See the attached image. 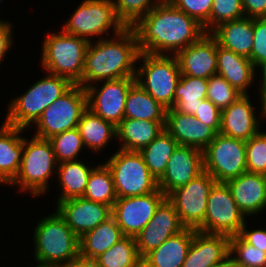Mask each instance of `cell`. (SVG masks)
Here are the masks:
<instances>
[{
	"instance_id": "obj_1",
	"label": "cell",
	"mask_w": 266,
	"mask_h": 267,
	"mask_svg": "<svg viewBox=\"0 0 266 267\" xmlns=\"http://www.w3.org/2000/svg\"><path fill=\"white\" fill-rule=\"evenodd\" d=\"M141 52L152 55H176L196 42L205 31L194 18L162 1L130 27Z\"/></svg>"
},
{
	"instance_id": "obj_2",
	"label": "cell",
	"mask_w": 266,
	"mask_h": 267,
	"mask_svg": "<svg viewBox=\"0 0 266 267\" xmlns=\"http://www.w3.org/2000/svg\"><path fill=\"white\" fill-rule=\"evenodd\" d=\"M113 39L99 38L89 42L85 53L82 79L77 83L86 88L94 82L136 76V62L140 55L134 31L127 27Z\"/></svg>"
},
{
	"instance_id": "obj_3",
	"label": "cell",
	"mask_w": 266,
	"mask_h": 267,
	"mask_svg": "<svg viewBox=\"0 0 266 267\" xmlns=\"http://www.w3.org/2000/svg\"><path fill=\"white\" fill-rule=\"evenodd\" d=\"M34 230L37 266L60 267L79 257V237L57 211L41 219Z\"/></svg>"
},
{
	"instance_id": "obj_4",
	"label": "cell",
	"mask_w": 266,
	"mask_h": 267,
	"mask_svg": "<svg viewBox=\"0 0 266 267\" xmlns=\"http://www.w3.org/2000/svg\"><path fill=\"white\" fill-rule=\"evenodd\" d=\"M73 83L64 76L47 74L8 105L5 124L27 129L35 124L43 111L63 95Z\"/></svg>"
},
{
	"instance_id": "obj_5",
	"label": "cell",
	"mask_w": 266,
	"mask_h": 267,
	"mask_svg": "<svg viewBox=\"0 0 266 267\" xmlns=\"http://www.w3.org/2000/svg\"><path fill=\"white\" fill-rule=\"evenodd\" d=\"M61 31L45 38L41 65L49 74L64 76L77 84L82 79L89 42Z\"/></svg>"
},
{
	"instance_id": "obj_6",
	"label": "cell",
	"mask_w": 266,
	"mask_h": 267,
	"mask_svg": "<svg viewBox=\"0 0 266 267\" xmlns=\"http://www.w3.org/2000/svg\"><path fill=\"white\" fill-rule=\"evenodd\" d=\"M58 162L49 139L34 136L31 140L24 138L23 155L19 172L11 185L20 190L30 191L35 197L47 191L48 181Z\"/></svg>"
},
{
	"instance_id": "obj_7",
	"label": "cell",
	"mask_w": 266,
	"mask_h": 267,
	"mask_svg": "<svg viewBox=\"0 0 266 267\" xmlns=\"http://www.w3.org/2000/svg\"><path fill=\"white\" fill-rule=\"evenodd\" d=\"M141 59L143 64L136 68V83L163 107L173 108L175 87L181 76L177 57L140 52L137 61Z\"/></svg>"
},
{
	"instance_id": "obj_8",
	"label": "cell",
	"mask_w": 266,
	"mask_h": 267,
	"mask_svg": "<svg viewBox=\"0 0 266 267\" xmlns=\"http://www.w3.org/2000/svg\"><path fill=\"white\" fill-rule=\"evenodd\" d=\"M110 169L118 198L143 196L158 189L142 154L119 149L105 162Z\"/></svg>"
},
{
	"instance_id": "obj_9",
	"label": "cell",
	"mask_w": 266,
	"mask_h": 267,
	"mask_svg": "<svg viewBox=\"0 0 266 267\" xmlns=\"http://www.w3.org/2000/svg\"><path fill=\"white\" fill-rule=\"evenodd\" d=\"M87 109L86 89L73 84L36 121L34 136L49 139L53 135L78 127L81 115Z\"/></svg>"
},
{
	"instance_id": "obj_10",
	"label": "cell",
	"mask_w": 266,
	"mask_h": 267,
	"mask_svg": "<svg viewBox=\"0 0 266 267\" xmlns=\"http://www.w3.org/2000/svg\"><path fill=\"white\" fill-rule=\"evenodd\" d=\"M112 27L114 35L127 28L118 18L112 0H84L62 30L91 42L90 36L103 35Z\"/></svg>"
},
{
	"instance_id": "obj_11",
	"label": "cell",
	"mask_w": 266,
	"mask_h": 267,
	"mask_svg": "<svg viewBox=\"0 0 266 267\" xmlns=\"http://www.w3.org/2000/svg\"><path fill=\"white\" fill-rule=\"evenodd\" d=\"M245 217L227 184L216 182L208 196L204 222L197 231L229 237L239 235L245 224Z\"/></svg>"
},
{
	"instance_id": "obj_12",
	"label": "cell",
	"mask_w": 266,
	"mask_h": 267,
	"mask_svg": "<svg viewBox=\"0 0 266 267\" xmlns=\"http://www.w3.org/2000/svg\"><path fill=\"white\" fill-rule=\"evenodd\" d=\"M204 171L216 182H226L247 172L245 141L218 133L203 150Z\"/></svg>"
},
{
	"instance_id": "obj_13",
	"label": "cell",
	"mask_w": 266,
	"mask_h": 267,
	"mask_svg": "<svg viewBox=\"0 0 266 267\" xmlns=\"http://www.w3.org/2000/svg\"><path fill=\"white\" fill-rule=\"evenodd\" d=\"M215 183L213 176L203 171L185 186L172 191L167 196L185 228L197 230L203 224L208 196Z\"/></svg>"
},
{
	"instance_id": "obj_14",
	"label": "cell",
	"mask_w": 266,
	"mask_h": 267,
	"mask_svg": "<svg viewBox=\"0 0 266 267\" xmlns=\"http://www.w3.org/2000/svg\"><path fill=\"white\" fill-rule=\"evenodd\" d=\"M165 198L166 195L159 188L143 196L117 198L112 207V216L124 236L136 237Z\"/></svg>"
},
{
	"instance_id": "obj_15",
	"label": "cell",
	"mask_w": 266,
	"mask_h": 267,
	"mask_svg": "<svg viewBox=\"0 0 266 267\" xmlns=\"http://www.w3.org/2000/svg\"><path fill=\"white\" fill-rule=\"evenodd\" d=\"M135 82V77H124L105 80L99 90L93 84L86 87L87 108L117 126L124 119L126 96Z\"/></svg>"
},
{
	"instance_id": "obj_16",
	"label": "cell",
	"mask_w": 266,
	"mask_h": 267,
	"mask_svg": "<svg viewBox=\"0 0 266 267\" xmlns=\"http://www.w3.org/2000/svg\"><path fill=\"white\" fill-rule=\"evenodd\" d=\"M184 229L174 205L166 197L157 207L151 220L134 237L139 256L143 258L150 251L158 248L166 239Z\"/></svg>"
},
{
	"instance_id": "obj_17",
	"label": "cell",
	"mask_w": 266,
	"mask_h": 267,
	"mask_svg": "<svg viewBox=\"0 0 266 267\" xmlns=\"http://www.w3.org/2000/svg\"><path fill=\"white\" fill-rule=\"evenodd\" d=\"M203 171V151L191 146L178 145L168 160L165 173L158 180V188L167 197Z\"/></svg>"
},
{
	"instance_id": "obj_18",
	"label": "cell",
	"mask_w": 266,
	"mask_h": 267,
	"mask_svg": "<svg viewBox=\"0 0 266 267\" xmlns=\"http://www.w3.org/2000/svg\"><path fill=\"white\" fill-rule=\"evenodd\" d=\"M57 211L80 238L112 216V207L103 203L75 197L57 203Z\"/></svg>"
},
{
	"instance_id": "obj_19",
	"label": "cell",
	"mask_w": 266,
	"mask_h": 267,
	"mask_svg": "<svg viewBox=\"0 0 266 267\" xmlns=\"http://www.w3.org/2000/svg\"><path fill=\"white\" fill-rule=\"evenodd\" d=\"M217 41L203 34L196 42L180 50L178 59L181 75L208 79L217 74Z\"/></svg>"
},
{
	"instance_id": "obj_20",
	"label": "cell",
	"mask_w": 266,
	"mask_h": 267,
	"mask_svg": "<svg viewBox=\"0 0 266 267\" xmlns=\"http://www.w3.org/2000/svg\"><path fill=\"white\" fill-rule=\"evenodd\" d=\"M165 130L180 146L204 150L218 134L211 126L193 115L180 113L174 108L166 110Z\"/></svg>"
},
{
	"instance_id": "obj_21",
	"label": "cell",
	"mask_w": 266,
	"mask_h": 267,
	"mask_svg": "<svg viewBox=\"0 0 266 267\" xmlns=\"http://www.w3.org/2000/svg\"><path fill=\"white\" fill-rule=\"evenodd\" d=\"M249 98L248 94H243L221 110L220 134L246 142L260 131V120Z\"/></svg>"
},
{
	"instance_id": "obj_22",
	"label": "cell",
	"mask_w": 266,
	"mask_h": 267,
	"mask_svg": "<svg viewBox=\"0 0 266 267\" xmlns=\"http://www.w3.org/2000/svg\"><path fill=\"white\" fill-rule=\"evenodd\" d=\"M225 183L244 215L252 216L266 208V175L245 172Z\"/></svg>"
},
{
	"instance_id": "obj_23",
	"label": "cell",
	"mask_w": 266,
	"mask_h": 267,
	"mask_svg": "<svg viewBox=\"0 0 266 267\" xmlns=\"http://www.w3.org/2000/svg\"><path fill=\"white\" fill-rule=\"evenodd\" d=\"M229 236L195 231L182 267H212L229 255Z\"/></svg>"
},
{
	"instance_id": "obj_24",
	"label": "cell",
	"mask_w": 266,
	"mask_h": 267,
	"mask_svg": "<svg viewBox=\"0 0 266 267\" xmlns=\"http://www.w3.org/2000/svg\"><path fill=\"white\" fill-rule=\"evenodd\" d=\"M255 66L249 58L217 44V74L242 94H248V87L254 82Z\"/></svg>"
},
{
	"instance_id": "obj_25",
	"label": "cell",
	"mask_w": 266,
	"mask_h": 267,
	"mask_svg": "<svg viewBox=\"0 0 266 267\" xmlns=\"http://www.w3.org/2000/svg\"><path fill=\"white\" fill-rule=\"evenodd\" d=\"M210 34L216 39L218 45L250 59L254 44L252 18L245 16L222 23Z\"/></svg>"
},
{
	"instance_id": "obj_26",
	"label": "cell",
	"mask_w": 266,
	"mask_h": 267,
	"mask_svg": "<svg viewBox=\"0 0 266 267\" xmlns=\"http://www.w3.org/2000/svg\"><path fill=\"white\" fill-rule=\"evenodd\" d=\"M196 230L185 228L142 258L148 267H182Z\"/></svg>"
},
{
	"instance_id": "obj_27",
	"label": "cell",
	"mask_w": 266,
	"mask_h": 267,
	"mask_svg": "<svg viewBox=\"0 0 266 267\" xmlns=\"http://www.w3.org/2000/svg\"><path fill=\"white\" fill-rule=\"evenodd\" d=\"M22 128L3 122L0 128V180L10 184L17 176L23 155Z\"/></svg>"
},
{
	"instance_id": "obj_28",
	"label": "cell",
	"mask_w": 266,
	"mask_h": 267,
	"mask_svg": "<svg viewBox=\"0 0 266 267\" xmlns=\"http://www.w3.org/2000/svg\"><path fill=\"white\" fill-rule=\"evenodd\" d=\"M164 126L165 121L124 118L116 126V138L123 143L120 149L141 151L165 129Z\"/></svg>"
},
{
	"instance_id": "obj_29",
	"label": "cell",
	"mask_w": 266,
	"mask_h": 267,
	"mask_svg": "<svg viewBox=\"0 0 266 267\" xmlns=\"http://www.w3.org/2000/svg\"><path fill=\"white\" fill-rule=\"evenodd\" d=\"M123 237L121 228L111 216L79 238V256L95 260Z\"/></svg>"
},
{
	"instance_id": "obj_30",
	"label": "cell",
	"mask_w": 266,
	"mask_h": 267,
	"mask_svg": "<svg viewBox=\"0 0 266 267\" xmlns=\"http://www.w3.org/2000/svg\"><path fill=\"white\" fill-rule=\"evenodd\" d=\"M166 110L135 82L126 96L124 118L165 121Z\"/></svg>"
},
{
	"instance_id": "obj_31",
	"label": "cell",
	"mask_w": 266,
	"mask_h": 267,
	"mask_svg": "<svg viewBox=\"0 0 266 267\" xmlns=\"http://www.w3.org/2000/svg\"><path fill=\"white\" fill-rule=\"evenodd\" d=\"M77 128L85 147L94 152H99L111 138L117 137L116 126L94 114L88 108L81 115Z\"/></svg>"
},
{
	"instance_id": "obj_32",
	"label": "cell",
	"mask_w": 266,
	"mask_h": 267,
	"mask_svg": "<svg viewBox=\"0 0 266 267\" xmlns=\"http://www.w3.org/2000/svg\"><path fill=\"white\" fill-rule=\"evenodd\" d=\"M94 168L86 166L78 159L58 163L57 172L62 193L57 203L70 198L82 197Z\"/></svg>"
},
{
	"instance_id": "obj_33",
	"label": "cell",
	"mask_w": 266,
	"mask_h": 267,
	"mask_svg": "<svg viewBox=\"0 0 266 267\" xmlns=\"http://www.w3.org/2000/svg\"><path fill=\"white\" fill-rule=\"evenodd\" d=\"M207 89L208 79L181 75L175 87L173 108L194 116L201 101L206 99Z\"/></svg>"
},
{
	"instance_id": "obj_34",
	"label": "cell",
	"mask_w": 266,
	"mask_h": 267,
	"mask_svg": "<svg viewBox=\"0 0 266 267\" xmlns=\"http://www.w3.org/2000/svg\"><path fill=\"white\" fill-rule=\"evenodd\" d=\"M177 146V141L164 129L154 140L139 151L148 170L157 180L165 173L168 160Z\"/></svg>"
},
{
	"instance_id": "obj_35",
	"label": "cell",
	"mask_w": 266,
	"mask_h": 267,
	"mask_svg": "<svg viewBox=\"0 0 266 267\" xmlns=\"http://www.w3.org/2000/svg\"><path fill=\"white\" fill-rule=\"evenodd\" d=\"M82 197L113 207L118 197L112 173L105 163L92 170Z\"/></svg>"
},
{
	"instance_id": "obj_36",
	"label": "cell",
	"mask_w": 266,
	"mask_h": 267,
	"mask_svg": "<svg viewBox=\"0 0 266 267\" xmlns=\"http://www.w3.org/2000/svg\"><path fill=\"white\" fill-rule=\"evenodd\" d=\"M98 267H139V256L134 237L124 236L95 259Z\"/></svg>"
},
{
	"instance_id": "obj_37",
	"label": "cell",
	"mask_w": 266,
	"mask_h": 267,
	"mask_svg": "<svg viewBox=\"0 0 266 267\" xmlns=\"http://www.w3.org/2000/svg\"><path fill=\"white\" fill-rule=\"evenodd\" d=\"M58 163L77 160L84 142L78 128L64 131L49 138Z\"/></svg>"
},
{
	"instance_id": "obj_38",
	"label": "cell",
	"mask_w": 266,
	"mask_h": 267,
	"mask_svg": "<svg viewBox=\"0 0 266 267\" xmlns=\"http://www.w3.org/2000/svg\"><path fill=\"white\" fill-rule=\"evenodd\" d=\"M229 255L239 267H263L266 252L249 245L239 235H234L229 238Z\"/></svg>"
},
{
	"instance_id": "obj_39",
	"label": "cell",
	"mask_w": 266,
	"mask_h": 267,
	"mask_svg": "<svg viewBox=\"0 0 266 267\" xmlns=\"http://www.w3.org/2000/svg\"><path fill=\"white\" fill-rule=\"evenodd\" d=\"M242 95L222 76L215 74L208 78L206 98L220 110L227 108Z\"/></svg>"
},
{
	"instance_id": "obj_40",
	"label": "cell",
	"mask_w": 266,
	"mask_h": 267,
	"mask_svg": "<svg viewBox=\"0 0 266 267\" xmlns=\"http://www.w3.org/2000/svg\"><path fill=\"white\" fill-rule=\"evenodd\" d=\"M118 18L126 27H131L162 1L152 0H112Z\"/></svg>"
},
{
	"instance_id": "obj_41",
	"label": "cell",
	"mask_w": 266,
	"mask_h": 267,
	"mask_svg": "<svg viewBox=\"0 0 266 267\" xmlns=\"http://www.w3.org/2000/svg\"><path fill=\"white\" fill-rule=\"evenodd\" d=\"M245 144L247 172L266 175V133L259 131Z\"/></svg>"
},
{
	"instance_id": "obj_42",
	"label": "cell",
	"mask_w": 266,
	"mask_h": 267,
	"mask_svg": "<svg viewBox=\"0 0 266 267\" xmlns=\"http://www.w3.org/2000/svg\"><path fill=\"white\" fill-rule=\"evenodd\" d=\"M244 16L242 0H213L209 18V33L222 23Z\"/></svg>"
},
{
	"instance_id": "obj_43",
	"label": "cell",
	"mask_w": 266,
	"mask_h": 267,
	"mask_svg": "<svg viewBox=\"0 0 266 267\" xmlns=\"http://www.w3.org/2000/svg\"><path fill=\"white\" fill-rule=\"evenodd\" d=\"M179 10L194 18L209 33V18L213 0H170Z\"/></svg>"
},
{
	"instance_id": "obj_44",
	"label": "cell",
	"mask_w": 266,
	"mask_h": 267,
	"mask_svg": "<svg viewBox=\"0 0 266 267\" xmlns=\"http://www.w3.org/2000/svg\"><path fill=\"white\" fill-rule=\"evenodd\" d=\"M253 40L250 61L256 66L266 60V18L253 19Z\"/></svg>"
},
{
	"instance_id": "obj_45",
	"label": "cell",
	"mask_w": 266,
	"mask_h": 267,
	"mask_svg": "<svg viewBox=\"0 0 266 267\" xmlns=\"http://www.w3.org/2000/svg\"><path fill=\"white\" fill-rule=\"evenodd\" d=\"M194 117L204 124L211 126L217 133L220 130L221 110L217 108L209 99H203L197 108Z\"/></svg>"
},
{
	"instance_id": "obj_46",
	"label": "cell",
	"mask_w": 266,
	"mask_h": 267,
	"mask_svg": "<svg viewBox=\"0 0 266 267\" xmlns=\"http://www.w3.org/2000/svg\"><path fill=\"white\" fill-rule=\"evenodd\" d=\"M246 222L241 228L239 236L249 245L266 252V229L246 230Z\"/></svg>"
},
{
	"instance_id": "obj_47",
	"label": "cell",
	"mask_w": 266,
	"mask_h": 267,
	"mask_svg": "<svg viewBox=\"0 0 266 267\" xmlns=\"http://www.w3.org/2000/svg\"><path fill=\"white\" fill-rule=\"evenodd\" d=\"M246 17L266 18V0H242Z\"/></svg>"
},
{
	"instance_id": "obj_48",
	"label": "cell",
	"mask_w": 266,
	"mask_h": 267,
	"mask_svg": "<svg viewBox=\"0 0 266 267\" xmlns=\"http://www.w3.org/2000/svg\"><path fill=\"white\" fill-rule=\"evenodd\" d=\"M12 32V25L8 22H3L0 20V63L2 59L5 58V53L8 52L13 43Z\"/></svg>"
},
{
	"instance_id": "obj_49",
	"label": "cell",
	"mask_w": 266,
	"mask_h": 267,
	"mask_svg": "<svg viewBox=\"0 0 266 267\" xmlns=\"http://www.w3.org/2000/svg\"><path fill=\"white\" fill-rule=\"evenodd\" d=\"M60 267H98V265L95 260L84 259L79 256L78 258Z\"/></svg>"
},
{
	"instance_id": "obj_50",
	"label": "cell",
	"mask_w": 266,
	"mask_h": 267,
	"mask_svg": "<svg viewBox=\"0 0 266 267\" xmlns=\"http://www.w3.org/2000/svg\"><path fill=\"white\" fill-rule=\"evenodd\" d=\"M257 67L261 68V72H263L262 74V84H261V88H260V94H263L264 92H266V60L260 62L259 64H257L255 66V68L257 69Z\"/></svg>"
},
{
	"instance_id": "obj_51",
	"label": "cell",
	"mask_w": 266,
	"mask_h": 267,
	"mask_svg": "<svg viewBox=\"0 0 266 267\" xmlns=\"http://www.w3.org/2000/svg\"><path fill=\"white\" fill-rule=\"evenodd\" d=\"M212 267H239L235 261L228 255L222 262L213 265Z\"/></svg>"
},
{
	"instance_id": "obj_52",
	"label": "cell",
	"mask_w": 266,
	"mask_h": 267,
	"mask_svg": "<svg viewBox=\"0 0 266 267\" xmlns=\"http://www.w3.org/2000/svg\"><path fill=\"white\" fill-rule=\"evenodd\" d=\"M260 101H261V113L262 116H264L266 118V92H264L263 94L260 95Z\"/></svg>"
},
{
	"instance_id": "obj_53",
	"label": "cell",
	"mask_w": 266,
	"mask_h": 267,
	"mask_svg": "<svg viewBox=\"0 0 266 267\" xmlns=\"http://www.w3.org/2000/svg\"><path fill=\"white\" fill-rule=\"evenodd\" d=\"M139 267H148V266H146L143 262H141Z\"/></svg>"
},
{
	"instance_id": "obj_54",
	"label": "cell",
	"mask_w": 266,
	"mask_h": 267,
	"mask_svg": "<svg viewBox=\"0 0 266 267\" xmlns=\"http://www.w3.org/2000/svg\"><path fill=\"white\" fill-rule=\"evenodd\" d=\"M263 267H266V257H265V262H264V265H263Z\"/></svg>"
}]
</instances>
